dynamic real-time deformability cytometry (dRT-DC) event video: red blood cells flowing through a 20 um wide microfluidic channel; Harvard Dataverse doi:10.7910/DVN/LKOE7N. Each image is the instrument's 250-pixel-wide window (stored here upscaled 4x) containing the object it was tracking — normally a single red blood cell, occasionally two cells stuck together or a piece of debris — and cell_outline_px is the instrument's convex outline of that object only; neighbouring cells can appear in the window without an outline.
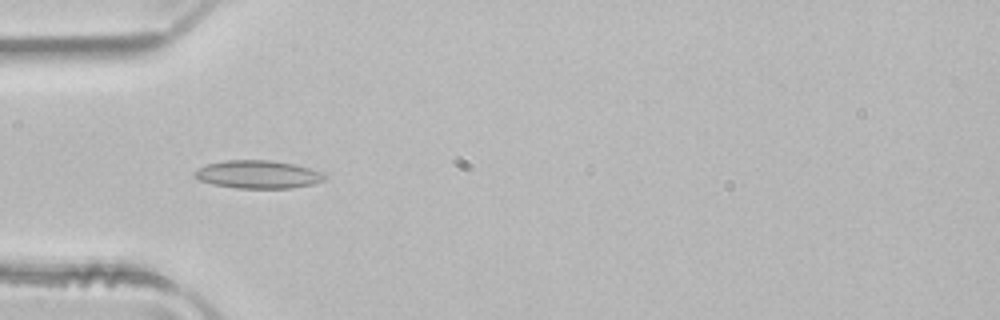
{"species": "common noctule bat (a hibernating species)", "species_latin": "Nyctalus noctula", "temperature_condition": "room temperature", "stored_images_in_passage": 36, "camera_frame_rate_fps": 3000, "um_per_image_px": 0.085, "animal": {"sex": "male", "body_mass_g": 21.5, "forearm_length_mm": 52.0}, "frame": {"image": 1, "passage_image": 1, "time_ms": 0.0, "image_size_px": [1000, 320], "cell_outline_px": [[328, 176], [324, 180], [312, 184], [292, 188], [236, 188], [212, 184], [200, 180], [192, 176], [192, 172], [208, 164], [224, 160], [272, 160], [292, 164], [324, 172]], "centroid_in_image_um": [21.93, 14.83], "position_along_channel_um": 63.1, "area_um2": 21.27}}
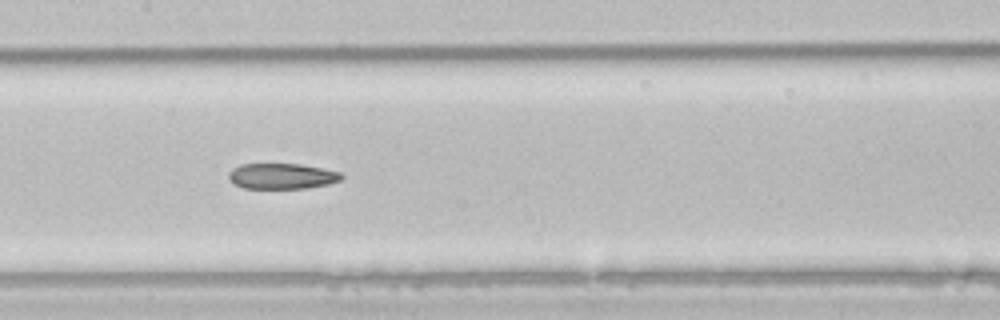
{"frame": {"image": 2, "passage_image": 10, "time_ms": 3.0, "image_size_px": [1000, 320], "cell_outline_px": [[344, 176], [340, 180], [328, 184], [308, 188], [244, 188], [236, 184], [228, 176], [228, 172], [232, 168], [240, 164], [300, 164], [340, 172]], "centroid_in_image_um": [23.96, 14.97], "position_along_channel_um": 183.4, "area_um2": 16.7}}
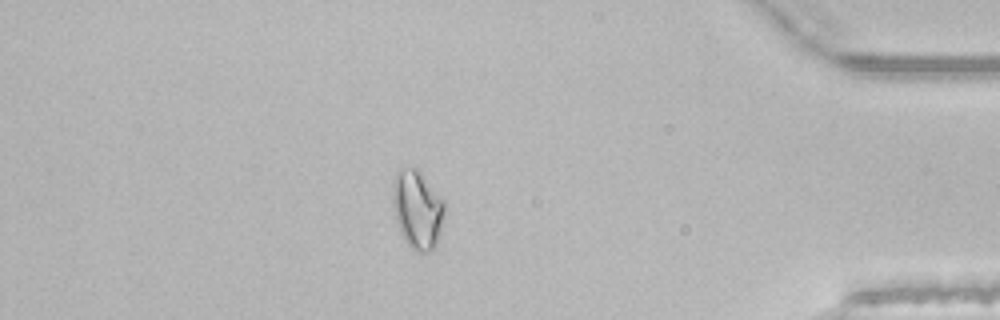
{"frame": {"image": 3, "passage_image": 29, "time_ms": 9.333, "image_size_px": [1000, 320], "cell_outline_px": [[444, 216], [436, 244], [428, 252], [416, 252], [404, 240], [400, 232], [396, 220], [392, 204], [392, 180], [396, 172], [400, 168], [420, 168], [444, 200]], "centroid_in_image_um": [35.46, 17.74], "position_along_channel_um": 399.7, "area_um2": 24.1}, "authors_computed_cell_mechanics": {"area_um2": 18.496, "velocity_mm_per_s": 4.0374, "shape_relaxation_time_tau1_ms": null, "shape_relaxation_time_tau2_ms": 8.9381, "deformation_change_tau1": null, "deformation_change_tau2": 0.1733}}